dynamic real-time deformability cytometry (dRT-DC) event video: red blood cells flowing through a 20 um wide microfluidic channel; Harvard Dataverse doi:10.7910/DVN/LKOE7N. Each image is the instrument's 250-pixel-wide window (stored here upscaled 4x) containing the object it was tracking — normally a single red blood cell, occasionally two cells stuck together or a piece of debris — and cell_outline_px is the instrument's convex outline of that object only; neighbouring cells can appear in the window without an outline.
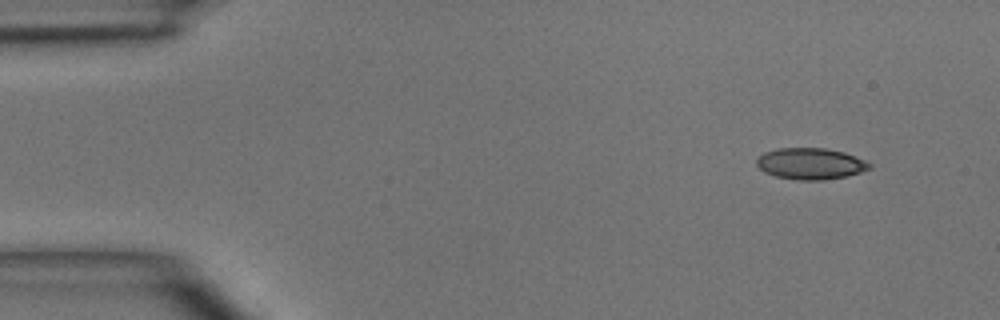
{"species": "common noctule bat (a hibernating species)", "species_latin": "Nyctalus noctula", "temperature_condition": "room temperature", "stored_images_in_passage": 6, "camera_frame_rate_fps": 3000, "um_per_image_px": 0.085, "animal": {"sex": "male", "body_mass_g": 15.6}, "frame": {"image": 1, "passage_image": 1, "time_ms": 0.0, "image_size_px": [1000, 320], "cell_outline_px": [[872, 168], [860, 172], [844, 176], [824, 180], [796, 180], [776, 176], [764, 172], [756, 164], [756, 160], [764, 152], [776, 148], [824, 148], [844, 152], [864, 160], [872, 164]], "centroid_in_image_um": [68.88, 13.91], "position_along_channel_um": 16.1, "area_um2": 20.58}}
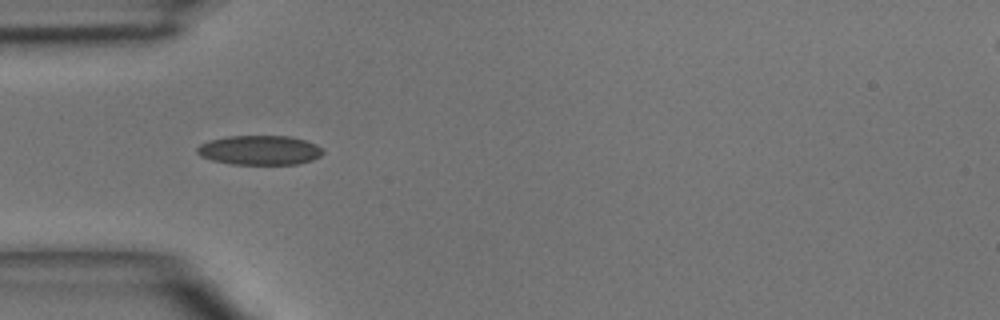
{"frame": {"image": 2, "passage_image": 4, "time_ms": 3.333, "image_size_px": [1000, 320], "cell_outline_px": [[324, 152], [320, 156], [312, 160], [296, 164], [232, 164], [212, 160], [200, 156], [196, 152], [196, 148], [200, 144], [224, 136], [288, 136], [304, 140], [316, 144]], "centroid_in_image_um": [22.05, 12.76], "position_along_channel_um": 63.0, "area_um2": 21.5}}
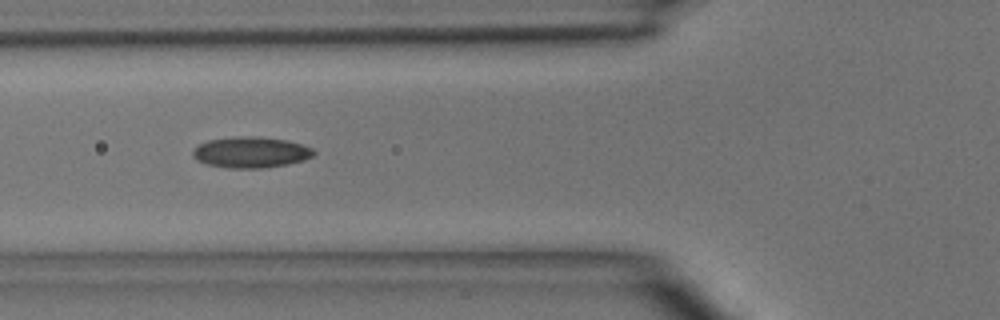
{"frame": {"image": 3, "passage_image": 5, "time_ms": 4.333, "image_size_px": [1000, 320], "cell_outline_px": [[316, 152], [312, 156], [304, 160], [288, 164], [264, 168], [228, 168], [208, 164], [196, 160], [192, 156], [192, 152], [200, 144], [208, 140], [240, 136], [256, 136], [284, 140], [300, 144], [312, 148]], "centroid_in_image_um": [21.32, 12.95], "position_along_channel_um": 104.5, "area_um2": 21.68}}